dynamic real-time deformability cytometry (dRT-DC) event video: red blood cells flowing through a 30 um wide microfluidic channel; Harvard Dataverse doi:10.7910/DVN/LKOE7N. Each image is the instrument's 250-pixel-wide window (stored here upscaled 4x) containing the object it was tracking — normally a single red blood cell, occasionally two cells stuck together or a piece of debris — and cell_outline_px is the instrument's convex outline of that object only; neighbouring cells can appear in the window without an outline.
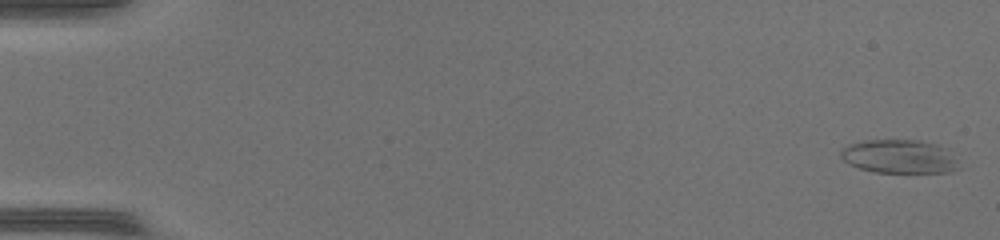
{"species": "common noctule bat (a hibernating species)", "species_latin": "Nyctalus noctula", "temperature_condition": "warm", "stored_images_in_passage": 48, "camera_frame_rate_fps": 3000, "um_per_image_px": 0.085, "animal": {"sex": "female", "body_mass_g": 17.0, "forearm_length_mm": 48.0}, "frame": {"image": 1, "passage_image": 1, "time_ms": 0.0, "image_size_px": [1000, 240], "cell_outline_px": [[960, 168], [952, 172], [876, 172], [860, 168], [848, 164], [840, 156], [840, 152], [844, 148], [852, 144], [868, 140], [916, 140], [932, 144], [940, 148], [956, 160]], "centroid_in_image_um": [76.39, 13.32], "position_along_channel_um": 8.6, "area_um2": 22.43}}
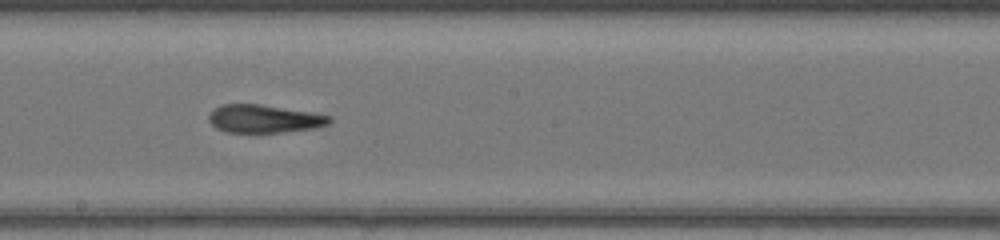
{"frame": {"image": 2, "passage_image": 28, "time_ms": 9.0, "image_size_px": [1000, 240], "cell_outline_px": [[332, 120], [328, 124], [316, 128], [280, 132], [228, 132], [216, 128], [208, 120], [208, 116], [216, 108], [224, 104], [260, 104], [312, 112], [332, 116]], "centroid_in_image_um": [22.49, 10.09], "position_along_channel_um": 225.7, "area_um2": 19.59}}
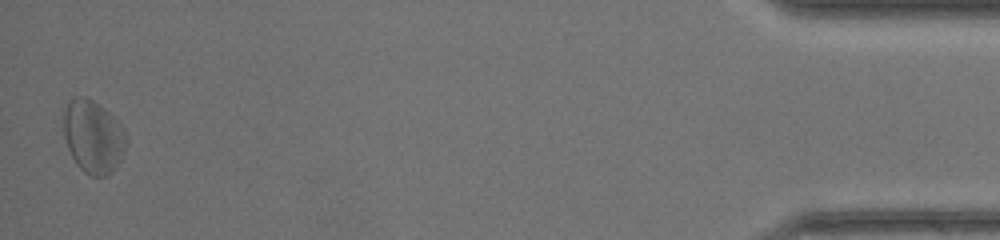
{"frame": {"image": 3, "passage_image": 48, "time_ms": 15.667, "image_size_px": [1000, 240], "cell_outline_px": [[124, 152], [120, 160], [112, 172], [104, 176], [92, 176], [84, 172], [76, 164], [68, 148], [64, 136], [64, 116], [68, 104], [76, 96], [84, 96], [92, 100], [104, 108], [116, 120], [124, 132]], "centroid_in_image_um": [7.9, 11.63], "position_along_channel_um": 427.3, "area_um2": 25.95}, "authors_computed_cell_mechanics": {"area_um2": 21.7617, "velocity_mm_per_s": 4.3414, "shape_relaxation_time_tau1_ms": 3.743, "shape_relaxation_time_tau2_ms": 2.6388, "deformation_change_tau1": 0.1415, "deformation_change_tau2": 0.1326}}